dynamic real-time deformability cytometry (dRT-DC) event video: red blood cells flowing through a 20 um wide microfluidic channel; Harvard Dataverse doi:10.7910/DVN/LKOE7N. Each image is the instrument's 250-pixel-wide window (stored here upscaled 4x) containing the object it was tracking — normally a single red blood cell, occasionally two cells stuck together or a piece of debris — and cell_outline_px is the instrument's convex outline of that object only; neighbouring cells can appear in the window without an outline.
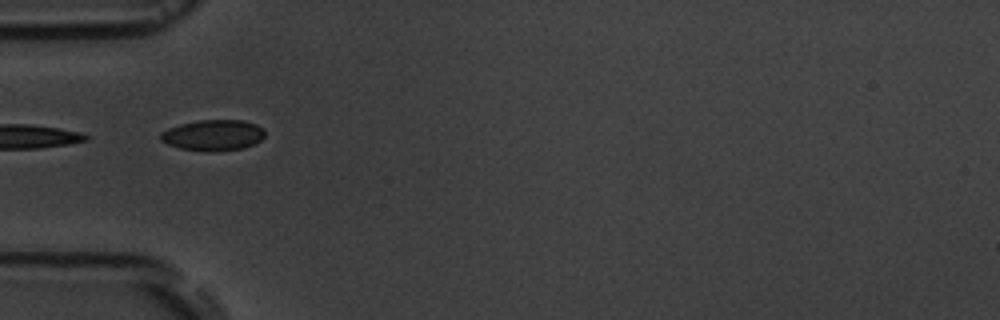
{"species": "common noctule bat (a hibernating species)", "species_latin": "Nyctalus noctula", "temperature_condition": "room temperature", "stored_images_in_passage": 8, "camera_frame_rate_fps": 3000, "um_per_image_px": 0.085, "animal": {"sex": "male", "body_mass_g": 19.5, "forearm_length_mm": 54.6}, "frame": {"image": 1, "passage_image": 6, "time_ms": 5.667, "image_size_px": [1000, 320], "cell_outline_px": [[264, 136], [260, 140], [244, 148], [212, 152], [208, 152], [180, 148], [168, 144], [160, 140], [160, 132], [168, 128], [180, 124], [200, 120], [244, 120], [256, 124], [264, 128]], "centroid_in_image_um": [18.11, 11.49], "position_along_channel_um": 66.9, "area_um2": 18.84}}
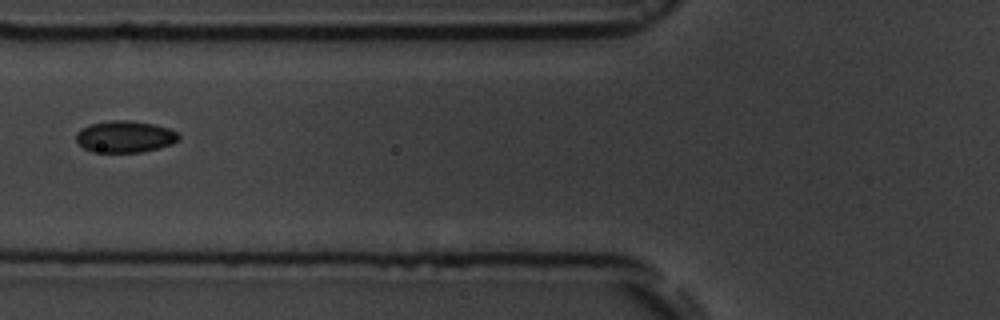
{"frame": {"image": 2, "passage_image": 7, "time_ms": 7.0, "image_size_px": [1000, 320], "cell_outline_px": [[180, 140], [172, 144], [144, 152], [92, 152], [84, 148], [76, 140], [76, 132], [80, 128], [92, 124], [112, 120], [128, 120], [156, 124], [168, 128], [176, 132], [180, 136]], "centroid_in_image_um": [10.64, 11.62], "position_along_channel_um": 115.2, "area_um2": 19.07}}
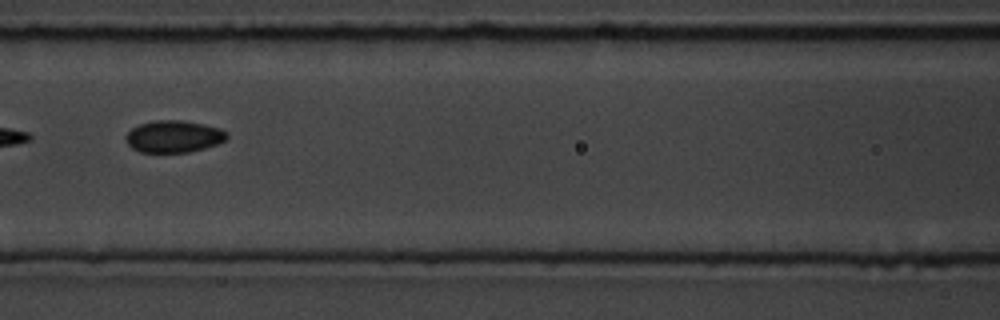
{"frame": {"image": 3, "passage_image": 8, "time_ms": 8.0, "image_size_px": [1000, 320], "cell_outline_px": [[228, 136], [224, 140], [216, 144], [204, 148], [188, 152], [140, 152], [132, 148], [128, 144], [124, 136], [132, 128], [140, 124], [156, 120], [180, 120], [204, 124], [220, 128]], "centroid_in_image_um": [14.73, 11.6], "position_along_channel_um": 151.9, "area_um2": 18.67}}